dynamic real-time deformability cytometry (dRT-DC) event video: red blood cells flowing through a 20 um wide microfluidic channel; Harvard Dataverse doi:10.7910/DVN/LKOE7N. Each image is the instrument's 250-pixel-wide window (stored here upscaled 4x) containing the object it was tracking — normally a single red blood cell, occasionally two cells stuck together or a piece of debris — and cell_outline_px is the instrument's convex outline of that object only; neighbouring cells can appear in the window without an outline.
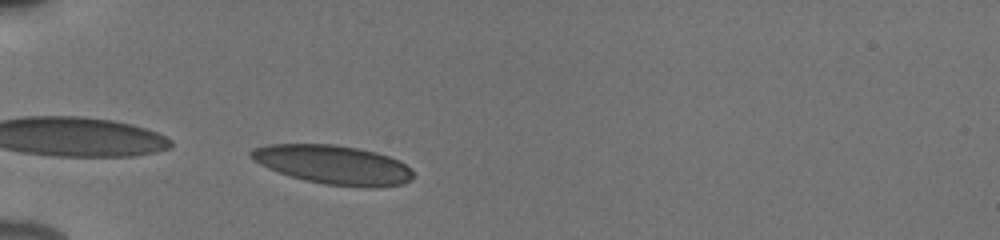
{"species": "human", "species_latin": "Homo sapiens", "temperature_condition": "cold", "stored_images_in_passage": 38, "camera_frame_rate_fps": 3000, "um_per_image_px": 0.085, "donor": {"sex": "male"}, "frame": {"image": 1, "passage_image": 2, "time_ms": 0.333, "image_size_px": [1000, 240], "cell_outline_px": [[412, 180], [404, 184], [376, 188], [360, 188], [324, 184], [304, 180], [268, 168], [260, 164], [248, 156], [248, 152], [252, 148], [268, 144], [332, 144], [356, 148], [376, 152], [400, 160], [412, 172]], "centroid_in_image_um": [28.33, 14.01], "position_along_channel_um": 56.7, "area_um2": 37.05}}
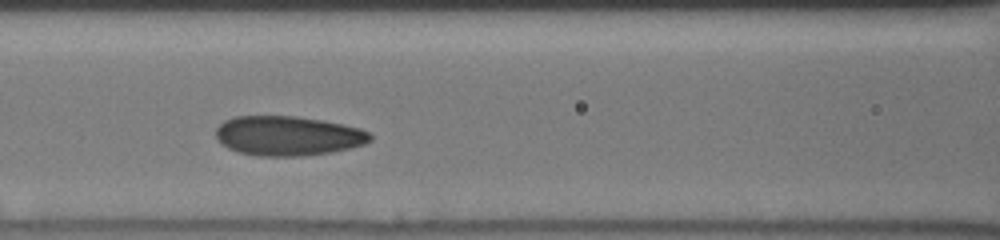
{"frame": {"image": 2, "passage_image": 10, "time_ms": 3.0, "image_size_px": [1000, 240], "cell_outline_px": [[372, 140], [364, 144], [332, 152], [300, 156], [260, 156], [240, 152], [228, 148], [216, 136], [216, 128], [224, 120], [232, 116], [296, 116], [324, 120], [360, 128], [368, 132], [372, 136]], "centroid_in_image_um": [24.48, 11.53], "position_along_channel_um": 142.1, "area_um2": 35.55}}
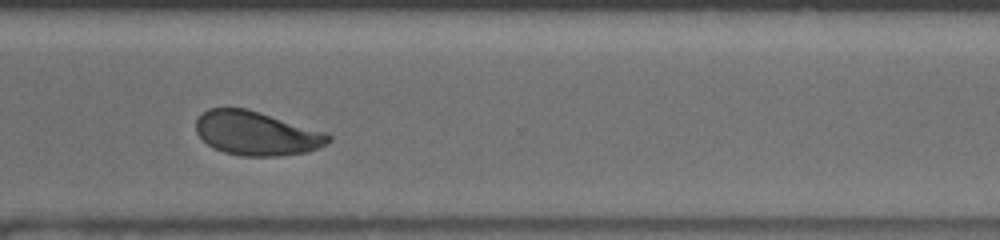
{"frame": {"image": 3, "passage_image": 26, "time_ms": 8.333, "image_size_px": [1000, 240], "cell_outline_px": [[332, 140], [328, 144], [308, 152], [280, 156], [240, 156], [224, 152], [212, 148], [196, 132], [196, 120], [208, 108], [248, 108], [324, 132], [332, 136]], "centroid_in_image_um": [21.81, 11.34], "position_along_channel_um": 348.8, "area_um2": 33.99}, "authors_computed_cell_mechanics": {"area_um2": 34.6511, "velocity_mm_per_s": 3.8826, "shape_relaxation_time_tau1_ms": 3.9399, "shape_relaxation_time_tau2_ms": 1.0766, "deformation_change_tau1": 0.1204, "deformation_change_tau2": 0.0581}}